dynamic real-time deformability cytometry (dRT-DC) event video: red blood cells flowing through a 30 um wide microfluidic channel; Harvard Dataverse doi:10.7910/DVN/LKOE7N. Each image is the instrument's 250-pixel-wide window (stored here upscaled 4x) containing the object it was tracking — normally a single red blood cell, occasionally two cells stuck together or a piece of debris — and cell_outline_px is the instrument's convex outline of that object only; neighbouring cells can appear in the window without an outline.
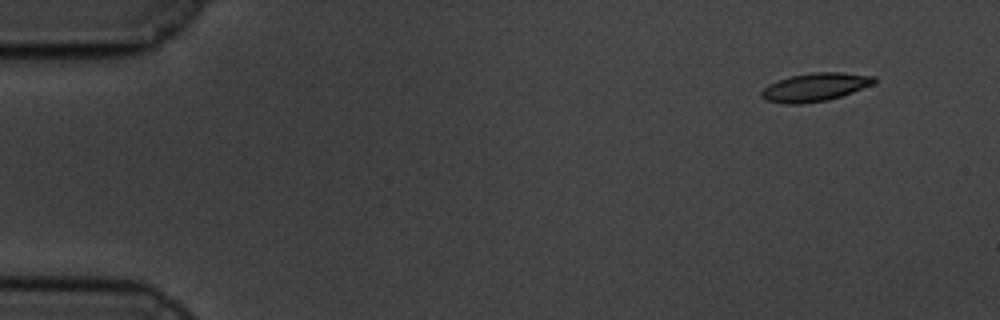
{"species": "common noctule bat (a hibernating species)", "species_latin": "Nyctalus noctula", "temperature_condition": "cold", "stored_images_in_passage": 54, "camera_frame_rate_fps": 3000, "um_per_image_px": 0.085, "animal": {"sex": "male", "body_mass_g": 19.5, "forearm_length_mm": 54.6}, "frame": {"image": 1, "passage_image": 1, "time_ms": 0.0, "image_size_px": [1000, 320], "cell_outline_px": [[876, 80], [872, 84], [852, 92], [828, 100], [804, 104], [784, 104], [764, 100], [760, 96], [760, 92], [768, 84], [788, 76], [812, 72], [840, 72], [876, 76]], "centroid_in_image_um": [69.22, 7.41], "position_along_channel_um": 15.8, "area_um2": 18.73}}
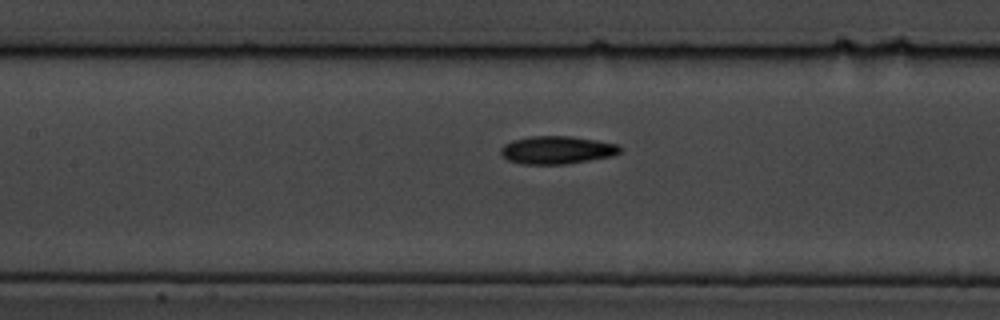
{"frame": {"image": 2, "passage_image": 23, "time_ms": 7.333, "image_size_px": [1000, 320], "cell_outline_px": [[624, 148], [620, 152], [612, 156], [564, 164], [524, 164], [508, 160], [500, 156], [500, 148], [504, 144], [512, 140], [532, 136], [572, 136], [620, 144]], "centroid_in_image_um": [47.34, 12.74], "position_along_channel_um": 160.1, "area_um2": 19.54}}
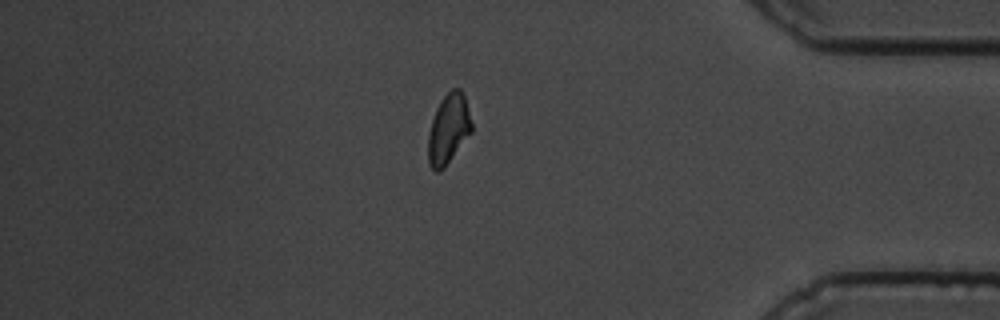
{"frame": {"image": 3, "passage_image": 46, "time_ms": 15.0, "image_size_px": [1000, 320], "cell_outline_px": [[472, 132], [444, 168], [436, 172], [428, 164], [428, 132], [436, 108], [440, 100], [452, 88], [460, 88], [464, 96], [472, 124]], "centroid_in_image_um": [38.11, 10.97], "position_along_channel_um": 397.1, "area_um2": 17.69}, "authors_computed_cell_mechanics": {"area_um2": 18.496, "velocity_mm_per_s": 3.4696, "shape_relaxation_time_tau1_ms": 3.8963, "shape_relaxation_time_tau2_ms": 3.6408, "deformation_change_tau1": 0.1207, "deformation_change_tau2": 0.0819}}